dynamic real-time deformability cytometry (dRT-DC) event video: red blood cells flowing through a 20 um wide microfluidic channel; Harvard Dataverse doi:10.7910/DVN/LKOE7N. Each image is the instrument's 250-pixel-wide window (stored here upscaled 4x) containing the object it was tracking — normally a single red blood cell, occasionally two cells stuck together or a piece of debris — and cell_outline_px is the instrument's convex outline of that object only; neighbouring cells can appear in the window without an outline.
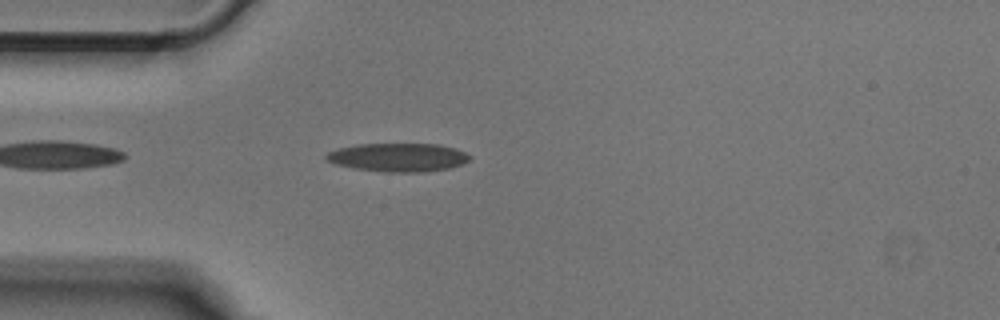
{"species": "Egyptian fruit bat (a non-hibernating species)", "species_latin": "Rousettus aegyptiacus", "temperature_condition": "cold", "stored_images_in_passage": 39, "camera_frame_rate_fps": 3000, "um_per_image_px": 0.085, "animal": {"sex": "male"}, "frame": {"image": 1, "passage_image": 4, "time_ms": 1.0, "image_size_px": [1000, 320], "cell_outline_px": [[472, 156], [468, 160], [460, 164], [448, 168], [424, 172], [384, 172], [352, 168], [336, 164], [324, 160], [324, 156], [328, 152], [340, 148], [356, 144], [440, 144], [456, 148]], "centroid_in_image_um": [33.81, 13.37], "position_along_channel_um": 51.2, "area_um2": 23.87}}
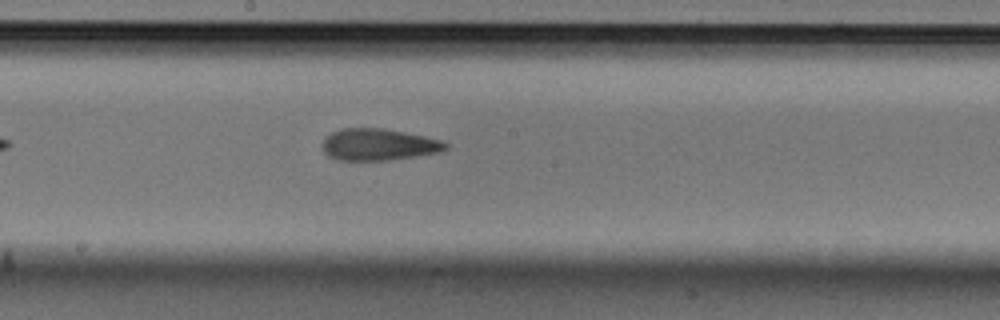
{"frame": {"image": 2, "passage_image": 17, "time_ms": 5.333, "image_size_px": [1000, 320], "cell_outline_px": [[448, 148], [440, 152], [416, 156], [388, 160], [340, 160], [328, 156], [324, 152], [320, 144], [332, 132], [340, 128], [380, 128], [404, 132], [424, 136], [440, 140], [448, 144]], "centroid_in_image_um": [32.16, 12.29], "position_along_channel_um": 216.0, "area_um2": 22.72}}
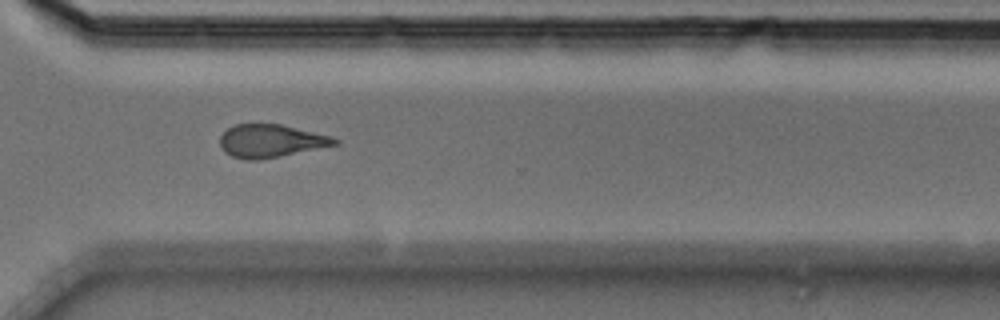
{"frame": {"image": 3, "passage_image": 27, "time_ms": 8.667, "image_size_px": [1000, 320], "cell_outline_px": [[340, 144], [280, 156], [256, 160], [248, 160], [232, 156], [224, 152], [220, 148], [220, 136], [228, 128], [236, 124], [280, 124], [332, 136], [340, 140]], "centroid_in_image_um": [23.03, 11.98], "position_along_channel_um": 347.6, "area_um2": 22.02}}